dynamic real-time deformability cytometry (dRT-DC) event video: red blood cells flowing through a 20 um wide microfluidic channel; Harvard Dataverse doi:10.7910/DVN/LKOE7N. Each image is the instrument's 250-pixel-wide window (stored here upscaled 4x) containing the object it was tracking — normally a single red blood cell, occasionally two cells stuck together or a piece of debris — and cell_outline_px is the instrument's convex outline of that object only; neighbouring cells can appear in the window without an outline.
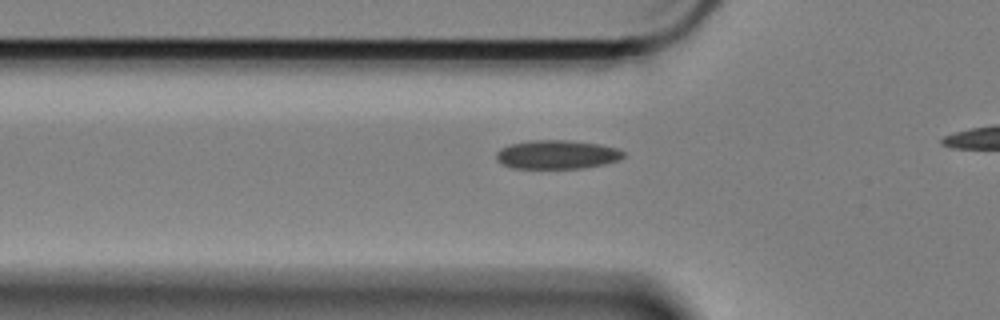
{"species": "Egyptian fruit bat (a non-hibernating species)", "species_latin": "Rousettus aegyptiacus", "temperature_condition": "cold", "stored_images_in_passage": 39, "camera_frame_rate_fps": 3000, "um_per_image_px": 0.085, "animal": {"sex": "female"}, "frame": {"image": 1, "passage_image": 10, "time_ms": 3.0, "image_size_px": [1000, 320], "cell_outline_px": [[624, 156], [620, 160], [604, 164], [584, 168], [512, 168], [500, 164], [496, 160], [496, 152], [500, 148], [512, 144], [528, 140], [568, 140], [600, 144], [616, 148], [624, 152]], "centroid_in_image_um": [47.32, 13.14], "position_along_channel_um": 78.5, "area_um2": 21.5}}
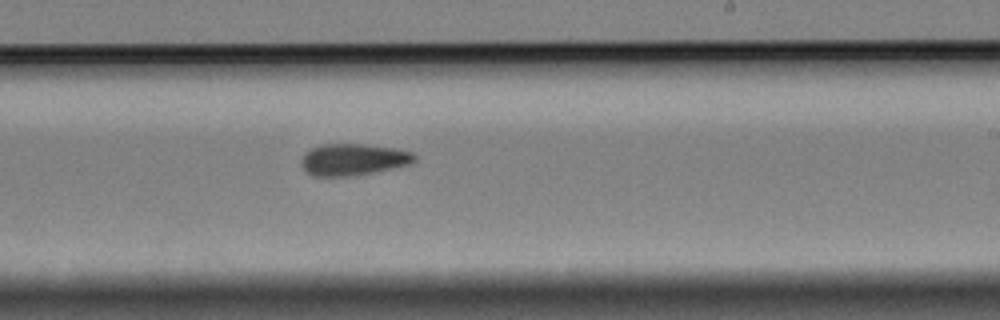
{"frame": {"image": 2, "passage_image": 26, "time_ms": 8.333, "image_size_px": [1000, 320], "cell_outline_px": [[416, 160], [408, 164], [372, 172], [348, 176], [312, 176], [300, 164], [300, 160], [304, 152], [320, 144], [368, 144], [396, 148], [412, 152], [416, 156]], "centroid_in_image_um": [29.99, 13.54], "position_along_channel_um": 259.0, "area_um2": 20.87}}
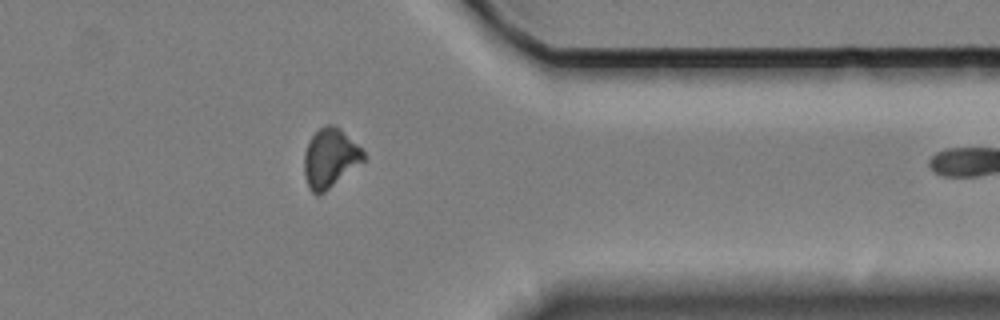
{"frame": {"image": 3, "passage_image": 38, "time_ms": 12.333, "image_size_px": [1000, 320], "cell_outline_px": [[364, 160], [324, 192], [316, 196], [308, 188], [304, 176], [304, 152], [308, 140], [324, 124], [336, 124], [364, 152]], "centroid_in_image_um": [28.01, 13.43], "position_along_channel_um": 383.4, "area_um2": 20.29}}